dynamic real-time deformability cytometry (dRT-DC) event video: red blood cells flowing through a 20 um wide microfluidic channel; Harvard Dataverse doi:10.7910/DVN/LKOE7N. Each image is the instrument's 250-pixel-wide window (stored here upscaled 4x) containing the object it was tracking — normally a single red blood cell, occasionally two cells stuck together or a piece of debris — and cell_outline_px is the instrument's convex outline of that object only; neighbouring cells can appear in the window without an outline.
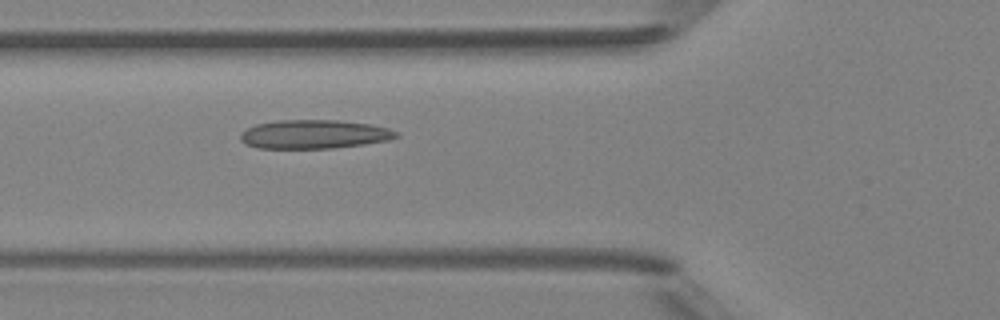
{"species": "Egyptian fruit bat (a non-hibernating species)", "species_latin": "Rousettus aegyptiacus", "temperature_condition": "room temperature", "stored_images_in_passage": 35, "camera_frame_rate_fps": 3000, "um_per_image_px": 0.085, "animal": {"sex": "female"}, "frame": {"image": 1, "passage_image": 5, "time_ms": 1.333, "image_size_px": [1000, 320], "cell_outline_px": [[400, 136], [388, 140], [364, 144], [336, 148], [256, 148], [244, 144], [240, 140], [240, 136], [248, 128], [256, 124], [280, 120], [336, 120], [368, 124], [388, 128], [396, 132]], "centroid_in_image_um": [26.68, 11.42], "position_along_channel_um": 99.1, "area_um2": 26.01}}
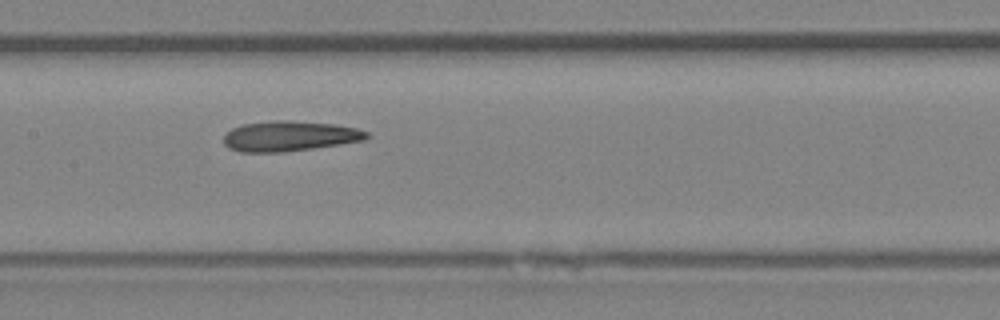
{"frame": {"image": 2, "passage_image": 11, "time_ms": 3.333, "image_size_px": [1000, 320], "cell_outline_px": [[372, 136], [364, 140], [312, 148], [284, 152], [240, 152], [228, 148], [224, 144], [224, 136], [232, 128], [240, 124], [272, 120], [284, 120], [336, 124], [356, 128], [368, 132]], "centroid_in_image_um": [24.59, 11.56], "position_along_channel_um": 182.8, "area_um2": 25.26}}
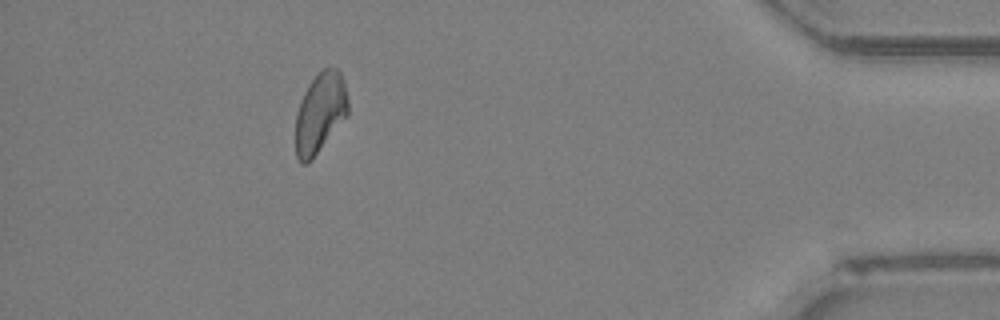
{"frame": {"image": 3, "passage_image": 31, "time_ms": 10.0, "image_size_px": [1000, 320], "cell_outline_px": [[348, 116], [312, 160], [304, 164], [300, 164], [296, 156], [296, 112], [300, 100], [308, 84], [316, 72], [324, 68], [336, 68], [340, 72], [344, 84], [348, 100]], "centroid_in_image_um": [27.2, 9.6], "position_along_channel_um": 408.0, "area_um2": 24.85}}